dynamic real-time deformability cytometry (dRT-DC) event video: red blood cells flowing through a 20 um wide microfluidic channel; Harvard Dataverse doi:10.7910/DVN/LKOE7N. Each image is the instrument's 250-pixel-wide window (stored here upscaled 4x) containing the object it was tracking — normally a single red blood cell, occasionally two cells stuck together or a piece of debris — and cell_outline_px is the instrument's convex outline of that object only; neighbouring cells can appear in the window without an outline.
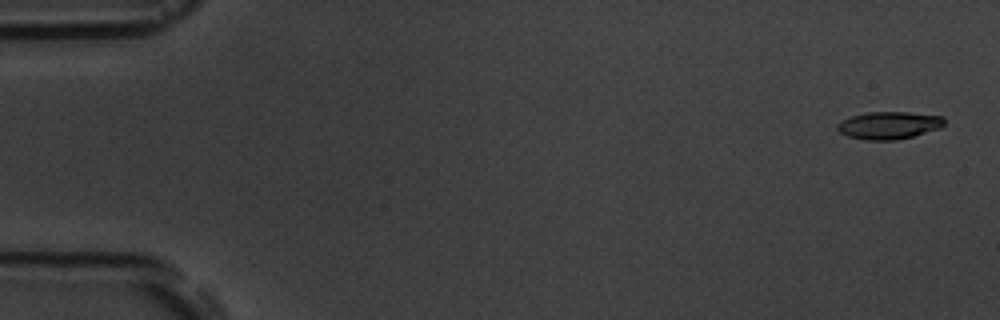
{"species": "common noctule bat (a hibernating species)", "species_latin": "Nyctalus noctula", "temperature_condition": "room temperature", "stored_images_in_passage": 5, "camera_frame_rate_fps": 3000, "um_per_image_px": 0.085, "animal": {"sex": "male", "body_mass_g": 19.5, "forearm_length_mm": 54.6}, "frame": {"image": 1, "passage_image": 1, "time_ms": 0.0, "image_size_px": [1000, 320], "cell_outline_px": [[944, 124], [940, 128], [912, 136], [896, 140], [868, 140], [848, 136], [840, 132], [836, 128], [836, 124], [852, 116], [868, 112], [908, 112], [944, 116]], "centroid_in_image_um": [75.57, 10.65], "position_along_channel_um": 9.4, "area_um2": 16.99}}
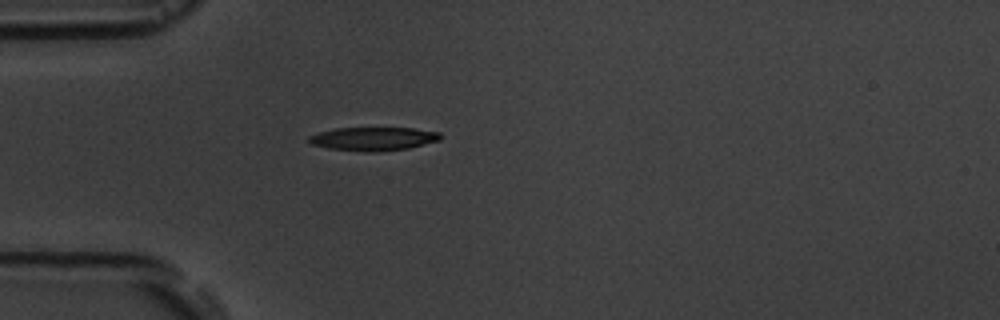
{"frame": {"image": 2, "passage_image": 5, "time_ms": 4.667, "image_size_px": [1000, 320], "cell_outline_px": [[440, 140], [408, 148], [376, 152], [368, 152], [328, 148], [312, 144], [308, 140], [308, 136], [320, 132], [336, 128], [412, 128], [440, 132]], "centroid_in_image_um": [31.73, 11.8], "position_along_channel_um": 53.3, "area_um2": 17.86}}